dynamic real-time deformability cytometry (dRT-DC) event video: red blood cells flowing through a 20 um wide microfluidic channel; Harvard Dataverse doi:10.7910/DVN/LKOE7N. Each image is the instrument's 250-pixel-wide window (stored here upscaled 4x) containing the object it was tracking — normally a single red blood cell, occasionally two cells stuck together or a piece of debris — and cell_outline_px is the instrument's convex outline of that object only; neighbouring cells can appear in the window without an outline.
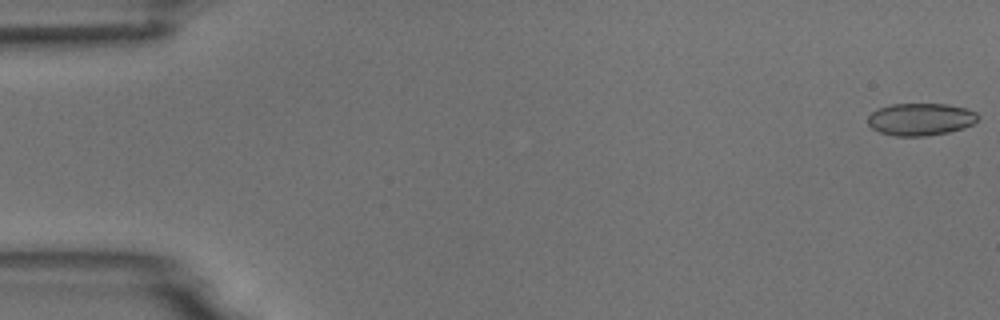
{"species": "common noctule bat (a hibernating species)", "species_latin": "Nyctalus noctula", "temperature_condition": "room temperature", "stored_images_in_passage": 6, "camera_frame_rate_fps": 3000, "um_per_image_px": 0.085, "animal": {"sex": "male", "body_mass_g": 18.8}, "frame": {"image": 1, "passage_image": 1, "time_ms": 0.0, "image_size_px": [1000, 320], "cell_outline_px": [[980, 116], [972, 124], [964, 128], [948, 132], [928, 136], [896, 136], [880, 132], [872, 128], [868, 124], [868, 116], [876, 108], [892, 104], [948, 104], [964, 108], [976, 112]], "centroid_in_image_um": [78.24, 10.14], "position_along_channel_um": 6.8, "area_um2": 20.81}}